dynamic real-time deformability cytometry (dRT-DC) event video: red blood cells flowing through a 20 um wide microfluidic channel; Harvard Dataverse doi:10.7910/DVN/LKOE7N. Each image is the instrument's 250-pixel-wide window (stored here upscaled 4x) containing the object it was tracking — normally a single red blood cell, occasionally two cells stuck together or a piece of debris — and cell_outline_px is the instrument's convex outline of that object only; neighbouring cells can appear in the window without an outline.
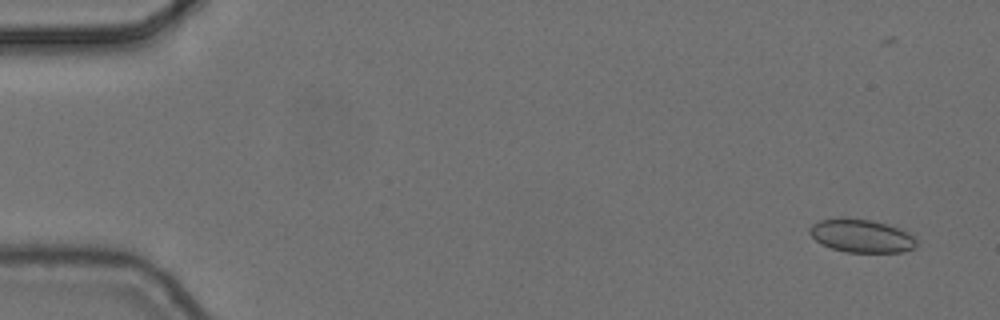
{"species": "common noctule bat (a hibernating species)", "species_latin": "Nyctalus noctula", "temperature_condition": "cold", "stored_images_in_passage": 6, "camera_frame_rate_fps": 3000, "um_per_image_px": 0.085, "animal": {"sex": "female", "body_mass_g": 24.6, "forearm_length_mm": 56.2}, "frame": {"image": 1, "passage_image": 1, "time_ms": 0.0, "image_size_px": [1000, 320], "cell_outline_px": [[916, 248], [900, 252], [844, 252], [832, 248], [816, 240], [808, 232], [808, 228], [812, 224], [820, 220], [840, 216], [844, 216], [868, 220], [884, 224], [896, 228], [912, 236], [916, 240]], "centroid_in_image_um": [73.15, 20.04], "position_along_channel_um": 11.8, "area_um2": 20.52}}
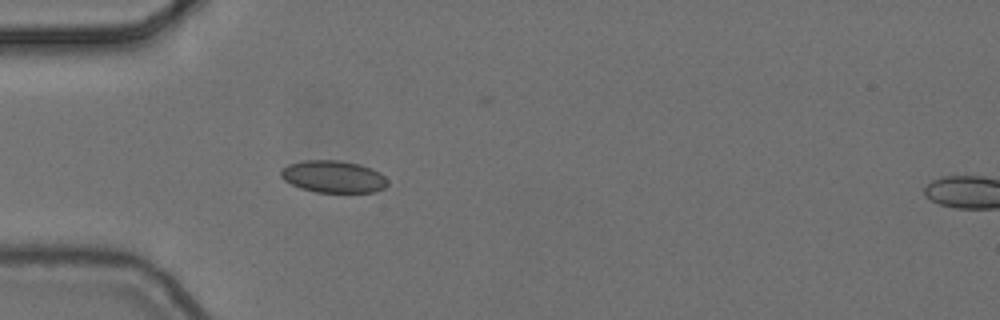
{"frame": {"image": 2, "passage_image": 5, "time_ms": 1.333, "image_size_px": [1000, 320], "cell_outline_px": [[388, 184], [384, 188], [376, 192], [316, 192], [300, 188], [284, 180], [280, 176], [280, 172], [288, 164], [304, 160], [340, 160], [360, 164], [372, 168], [380, 172], [388, 180]], "centroid_in_image_um": [28.36, 15.01], "position_along_channel_um": 56.6, "area_um2": 20.11}}